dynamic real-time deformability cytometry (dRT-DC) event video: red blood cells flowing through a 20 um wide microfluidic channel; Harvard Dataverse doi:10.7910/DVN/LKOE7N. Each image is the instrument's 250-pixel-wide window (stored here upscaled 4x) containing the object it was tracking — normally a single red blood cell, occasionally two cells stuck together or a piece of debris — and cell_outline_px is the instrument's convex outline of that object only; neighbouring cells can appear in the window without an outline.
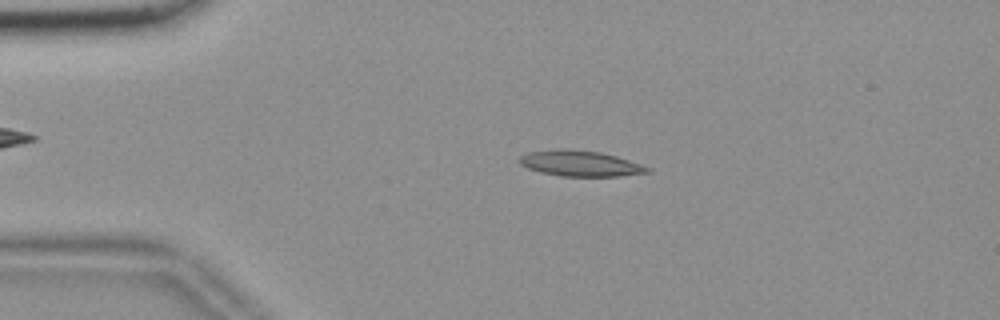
{"species": "common noctule bat (a hibernating species)", "species_latin": "Nyctalus noctula", "temperature_condition": "room temperature", "stored_images_in_passage": 54, "camera_frame_rate_fps": 3000, "um_per_image_px": 0.085, "animal": {"sex": "female", "body_mass_g": 18.4}, "frame": {"image": 1, "passage_image": 11, "time_ms": 3.333, "image_size_px": [1000, 320], "cell_outline_px": [[652, 172], [620, 176], [560, 176], [540, 172], [528, 168], [520, 164], [520, 156], [528, 152], [564, 148], [600, 152], [616, 156], [652, 168]], "centroid_in_image_um": [49.34, 13.89], "position_along_channel_um": 35.7, "area_um2": 19.13}}
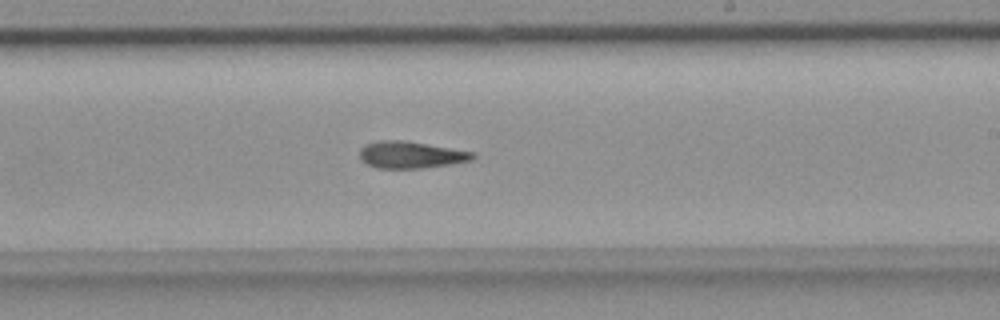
{"frame": {"image": 2, "passage_image": 32, "time_ms": 10.333, "image_size_px": [1000, 320], "cell_outline_px": [[476, 156], [472, 160], [448, 164], [420, 168], [376, 168], [364, 164], [360, 160], [360, 148], [364, 144], [380, 140], [408, 140], [476, 152]], "centroid_in_image_um": [34.9, 13.14], "position_along_channel_um": 254.1, "area_um2": 18.03}}
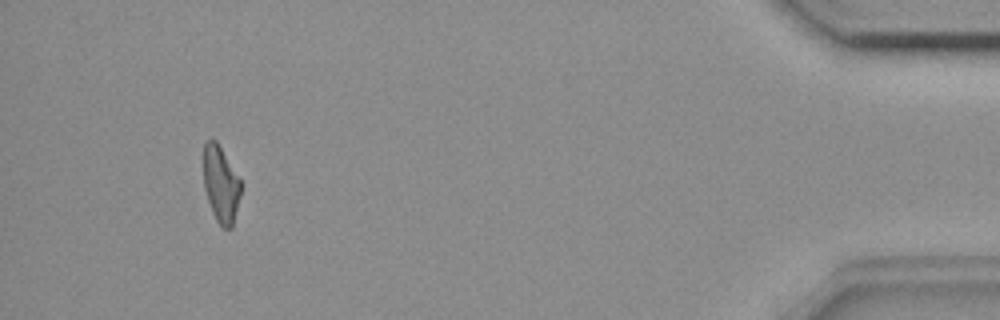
{"frame": {"image": 3, "passage_image": 51, "time_ms": 16.667, "image_size_px": [1000, 320], "cell_outline_px": [[240, 196], [232, 228], [224, 228], [216, 220], [212, 212], [204, 188], [204, 144], [212, 136], [216, 140], [240, 180]], "centroid_in_image_um": [18.76, 15.66], "position_along_channel_um": 416.4, "area_um2": 16.36}}